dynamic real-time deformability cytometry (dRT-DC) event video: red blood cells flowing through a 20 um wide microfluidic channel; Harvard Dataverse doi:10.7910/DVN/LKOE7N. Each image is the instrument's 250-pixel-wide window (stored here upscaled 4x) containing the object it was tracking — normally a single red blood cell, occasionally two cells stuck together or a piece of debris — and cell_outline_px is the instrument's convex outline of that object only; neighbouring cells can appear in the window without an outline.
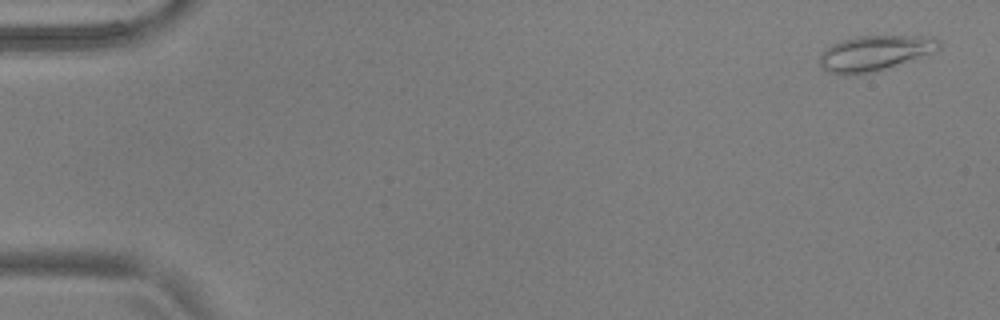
{"species": "common noctule bat (a hibernating species)", "species_latin": "Nyctalus noctula", "temperature_condition": "warm", "stored_images_in_passage": 55, "camera_frame_rate_fps": 3000, "um_per_image_px": 0.085, "animal": {"sex": "male", "body_mass_g": 17.9, "forearm_length_mm": 54.2}, "frame": {"image": 1, "passage_image": 2, "time_ms": 0.333, "image_size_px": [1000, 320], "cell_outline_px": [[940, 48], [932, 52], [876, 72], [856, 76], [844, 76], [828, 72], [820, 64], [820, 52], [832, 44], [856, 36], [932, 36], [940, 40]], "centroid_in_image_um": [74.32, 4.53], "position_along_channel_um": 10.7, "area_um2": 24.68}}
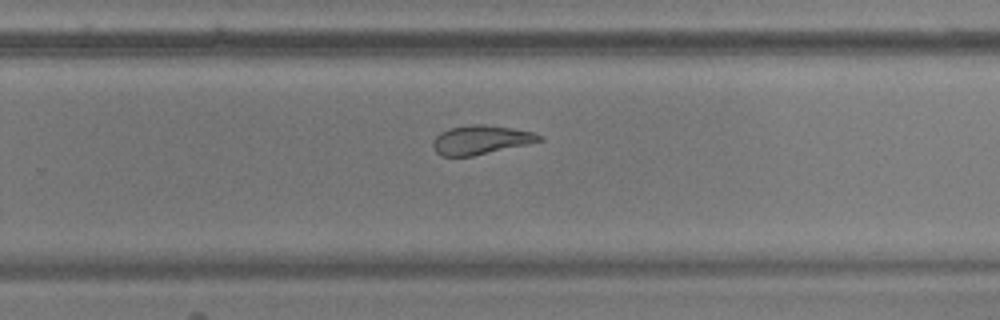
{"frame": {"image": 2, "passage_image": 36, "time_ms": 11.667, "image_size_px": [1000, 320], "cell_outline_px": [[544, 140], [528, 144], [472, 156], [440, 156], [432, 148], [432, 140], [440, 132], [448, 128], [472, 124], [484, 124], [536, 132], [544, 136]], "centroid_in_image_um": [40.87, 11.88], "position_along_channel_um": 288.9, "area_um2": 18.15}}
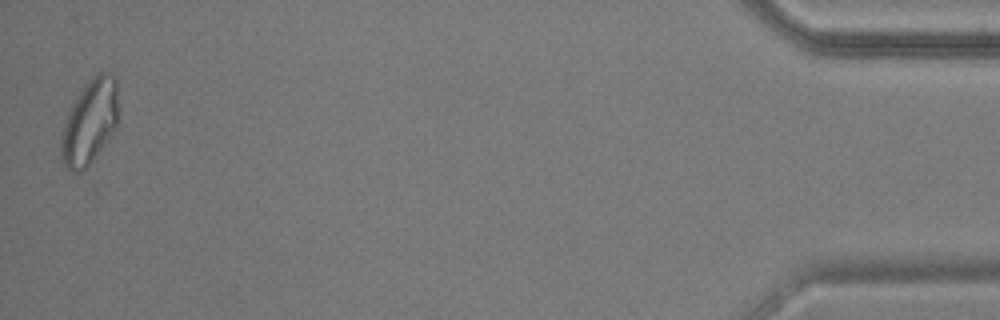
{"frame": {"image": 3, "passage_image": 54, "time_ms": 17.667, "image_size_px": [1000, 320], "cell_outline_px": [[120, 120], [116, 128], [92, 160], [80, 172], [72, 172], [64, 164], [60, 152], [60, 140], [72, 104], [84, 84], [96, 72], [112, 72], [116, 76]], "centroid_in_image_um": [7.68, 10.29], "position_along_channel_um": 427.5, "area_um2": 28.38}, "authors_computed_cell_mechanics": {"area_um2": 21.097, "velocity_mm_per_s": 3.6982, "shape_relaxation_time_tau1_ms": 7.1577, "shape_relaxation_time_tau2_ms": 3.3412, "deformation_change_tau1": 0.2, "deformation_change_tau2": 0.0998}}